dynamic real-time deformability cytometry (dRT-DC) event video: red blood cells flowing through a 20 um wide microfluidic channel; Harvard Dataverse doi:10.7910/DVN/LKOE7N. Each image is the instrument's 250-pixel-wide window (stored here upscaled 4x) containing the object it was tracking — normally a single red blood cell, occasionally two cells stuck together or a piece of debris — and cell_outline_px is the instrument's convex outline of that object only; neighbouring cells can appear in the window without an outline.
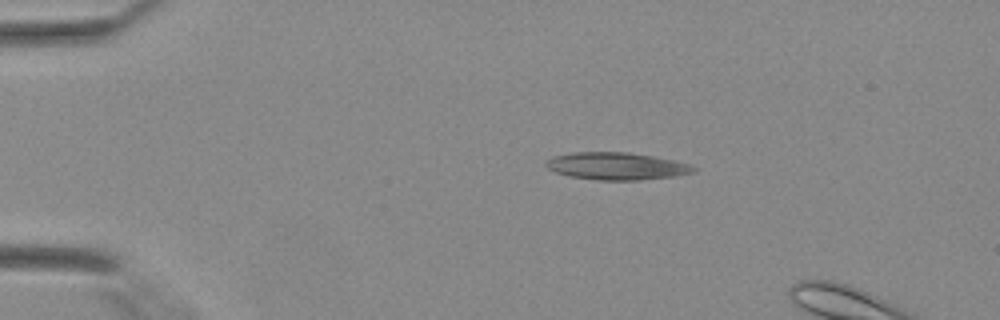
{"species": "Egyptian fruit bat (a non-hibernating species)", "species_latin": "Rousettus aegyptiacus", "temperature_condition": "warm", "stored_images_in_passage": 5, "camera_frame_rate_fps": 3000, "um_per_image_px": 0.085, "animal": {"sex": "female"}, "frame": {"image": 1, "passage_image": 1, "time_ms": 0.0, "image_size_px": [1000, 320], "cell_outline_px": [[696, 172], [676, 176], [640, 180], [600, 180], [572, 176], [556, 172], [548, 168], [544, 164], [552, 156], [572, 152], [628, 152], [652, 156], [672, 160], [688, 164], [696, 168]], "centroid_in_image_um": [52.41, 14.11], "position_along_channel_um": 32.6, "area_um2": 23.35}}